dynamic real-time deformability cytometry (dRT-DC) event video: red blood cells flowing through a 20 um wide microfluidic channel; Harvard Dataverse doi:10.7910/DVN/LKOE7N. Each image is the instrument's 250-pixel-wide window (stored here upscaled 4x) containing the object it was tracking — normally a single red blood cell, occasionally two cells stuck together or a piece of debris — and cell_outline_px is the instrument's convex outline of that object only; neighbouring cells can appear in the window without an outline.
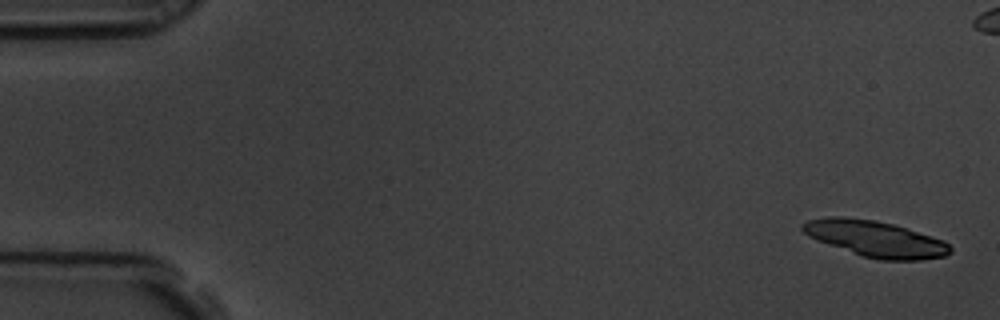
{"species": "common noctule bat (a hibernating species)", "species_latin": "Nyctalus noctula", "temperature_condition": "room temperature", "stored_images_in_passage": 6, "camera_frame_rate_fps": 3000, "um_per_image_px": 0.085, "animal": {"sex": "male", "body_mass_g": 19.5, "forearm_length_mm": 54.6}, "frame": {"image": 1, "passage_image": 1, "time_ms": 0.0, "image_size_px": [1000, 320], "cell_outline_px": [[952, 252], [944, 256], [920, 260], [880, 260], [860, 256], [808, 236], [800, 228], [800, 224], [808, 220], [828, 216], [844, 216], [876, 220], [892, 224], [944, 240], [952, 248]], "centroid_in_image_um": [74.39, 20.29], "position_along_channel_um": 10.6, "area_um2": 31.04}}